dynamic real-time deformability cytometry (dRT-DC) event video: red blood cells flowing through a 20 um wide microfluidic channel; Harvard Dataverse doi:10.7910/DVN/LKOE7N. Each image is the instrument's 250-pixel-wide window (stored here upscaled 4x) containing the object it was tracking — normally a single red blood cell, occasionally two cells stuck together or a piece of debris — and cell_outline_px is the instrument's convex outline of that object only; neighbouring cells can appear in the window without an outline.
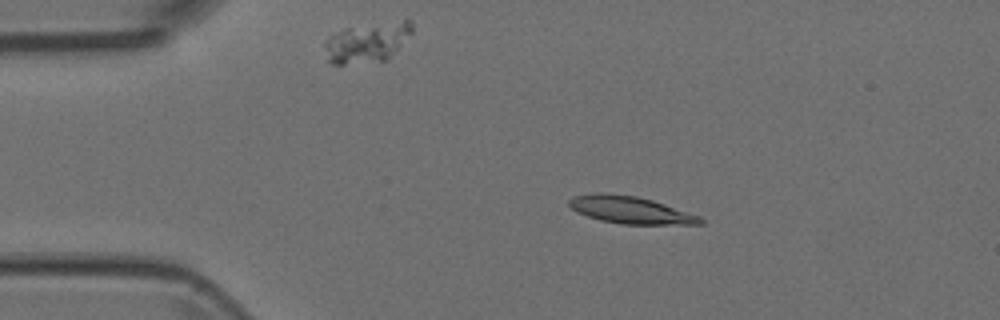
{"species": "Egyptian fruit bat (a non-hibernating species)", "species_latin": "Rousettus aegyptiacus", "temperature_condition": "room temperature", "stored_images_in_passage": 4, "camera_frame_rate_fps": 3000, "um_per_image_px": 0.085, "animal": {"sex": "female"}, "frame": {"image": 1, "passage_image": 2, "time_ms": 0.333, "image_size_px": [1000, 320], "cell_outline_px": [[704, 224], [620, 224], [600, 220], [588, 216], [572, 208], [568, 204], [568, 200], [576, 196], [596, 192], [600, 192], [636, 196], [652, 200], [700, 216], [704, 220]], "centroid_in_image_um": [53.6, 17.85], "position_along_channel_um": 31.4, "area_um2": 20.58}}